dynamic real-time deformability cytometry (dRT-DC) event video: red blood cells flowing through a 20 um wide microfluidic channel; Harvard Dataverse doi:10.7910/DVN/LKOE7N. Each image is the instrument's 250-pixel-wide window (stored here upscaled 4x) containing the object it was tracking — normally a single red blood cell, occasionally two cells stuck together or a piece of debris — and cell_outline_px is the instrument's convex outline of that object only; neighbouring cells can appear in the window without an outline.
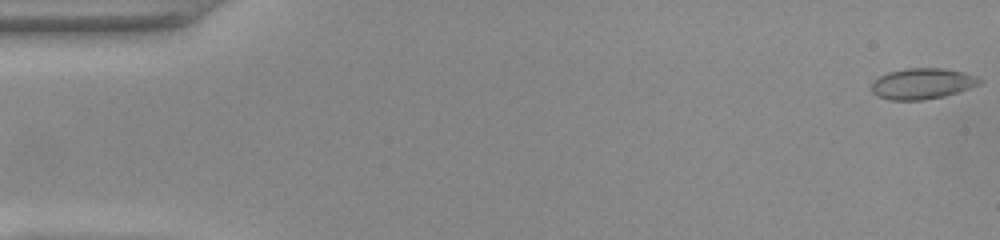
{"species": "common noctule bat (a hibernating species)", "species_latin": "Nyctalus noctula", "temperature_condition": "warm", "stored_images_in_passage": 52, "camera_frame_rate_fps": 3000, "um_per_image_px": 0.085, "animal": {"sex": "female", "body_mass_g": 22.0, "forearm_length_mm": 56.7}, "frame": {"image": 1, "passage_image": 1, "time_ms": 0.0, "image_size_px": [1000, 240], "cell_outline_px": [[984, 80], [980, 84], [944, 96], [924, 100], [888, 100], [876, 96], [872, 92], [872, 80], [888, 72], [904, 68], [944, 68], [964, 72], [976, 76]], "centroid_in_image_um": [78.37, 7.1], "position_along_channel_um": 6.6, "area_um2": 19.59}}
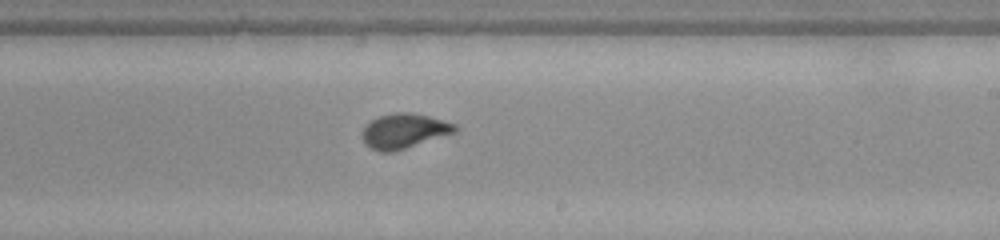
{"frame": {"image": 2, "passage_image": 31, "time_ms": 10.0, "image_size_px": [1000, 240], "cell_outline_px": [[460, 128], [456, 132], [392, 152], [380, 152], [364, 144], [360, 136], [364, 128], [372, 120], [380, 116], [396, 112], [408, 112], [428, 116], [456, 124]], "centroid_in_image_um": [34.34, 11.13], "position_along_channel_um": 254.7, "area_um2": 18.67}}
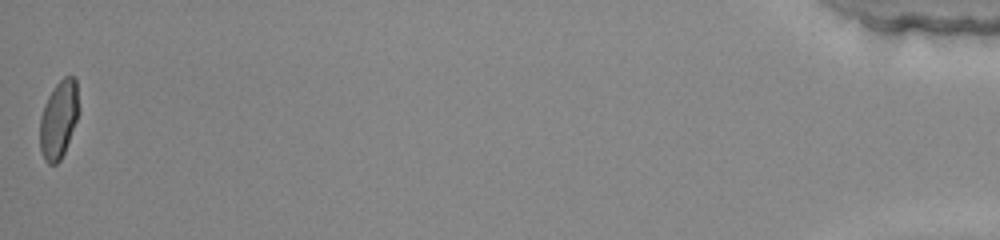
{"frame": {"image": 3, "passage_image": 52, "time_ms": 17.0, "image_size_px": [1000, 240], "cell_outline_px": [[80, 112], [64, 152], [60, 160], [56, 164], [48, 164], [44, 160], [40, 152], [40, 116], [44, 104], [48, 96], [56, 84], [64, 76], [76, 76], [80, 108]], "centroid_in_image_um": [5.01, 10.12], "position_along_channel_um": 430.2, "area_um2": 17.98}, "authors_computed_cell_mechanics": {"area_um2": 18.496, "velocity_mm_per_s": 3.9463, "shape_relaxation_time_tau1_ms": 6.1401, "shape_relaxation_time_tau2_ms": null, "deformation_change_tau1": 0.1984, "deformation_change_tau2": null}}